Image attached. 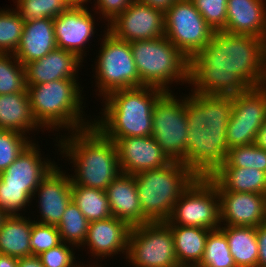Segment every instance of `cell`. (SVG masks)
<instances>
[{
	"label": "cell",
	"instance_id": "14",
	"mask_svg": "<svg viewBox=\"0 0 266 267\" xmlns=\"http://www.w3.org/2000/svg\"><path fill=\"white\" fill-rule=\"evenodd\" d=\"M107 31L126 42L151 40L165 36L164 12L133 0L107 25Z\"/></svg>",
	"mask_w": 266,
	"mask_h": 267
},
{
	"label": "cell",
	"instance_id": "25",
	"mask_svg": "<svg viewBox=\"0 0 266 267\" xmlns=\"http://www.w3.org/2000/svg\"><path fill=\"white\" fill-rule=\"evenodd\" d=\"M0 129L14 130L25 135L33 131L44 132L31 112L28 91L0 95Z\"/></svg>",
	"mask_w": 266,
	"mask_h": 267
},
{
	"label": "cell",
	"instance_id": "48",
	"mask_svg": "<svg viewBox=\"0 0 266 267\" xmlns=\"http://www.w3.org/2000/svg\"><path fill=\"white\" fill-rule=\"evenodd\" d=\"M69 6H73V7H87L88 3L91 0H65ZM87 4V5H85Z\"/></svg>",
	"mask_w": 266,
	"mask_h": 267
},
{
	"label": "cell",
	"instance_id": "17",
	"mask_svg": "<svg viewBox=\"0 0 266 267\" xmlns=\"http://www.w3.org/2000/svg\"><path fill=\"white\" fill-rule=\"evenodd\" d=\"M131 228L127 222L114 216L89 222L87 237L81 248L88 246L87 253L90 252V256L96 260L87 266H98L105 258H113L118 254H125L123 258L126 259Z\"/></svg>",
	"mask_w": 266,
	"mask_h": 267
},
{
	"label": "cell",
	"instance_id": "8",
	"mask_svg": "<svg viewBox=\"0 0 266 267\" xmlns=\"http://www.w3.org/2000/svg\"><path fill=\"white\" fill-rule=\"evenodd\" d=\"M106 27V28H105ZM100 38L95 59L94 77L98 97H106L120 89L141 87V81L131 52V42L121 41L107 31ZM97 60V61H96Z\"/></svg>",
	"mask_w": 266,
	"mask_h": 267
},
{
	"label": "cell",
	"instance_id": "31",
	"mask_svg": "<svg viewBox=\"0 0 266 267\" xmlns=\"http://www.w3.org/2000/svg\"><path fill=\"white\" fill-rule=\"evenodd\" d=\"M62 242L73 245L75 250L82 247L86 240L89 221L73 200L65 208L59 224L56 226Z\"/></svg>",
	"mask_w": 266,
	"mask_h": 267
},
{
	"label": "cell",
	"instance_id": "49",
	"mask_svg": "<svg viewBox=\"0 0 266 267\" xmlns=\"http://www.w3.org/2000/svg\"><path fill=\"white\" fill-rule=\"evenodd\" d=\"M7 216L8 215H6L2 210H0V227L2 226V223Z\"/></svg>",
	"mask_w": 266,
	"mask_h": 267
},
{
	"label": "cell",
	"instance_id": "47",
	"mask_svg": "<svg viewBox=\"0 0 266 267\" xmlns=\"http://www.w3.org/2000/svg\"><path fill=\"white\" fill-rule=\"evenodd\" d=\"M0 267H18V258L0 253Z\"/></svg>",
	"mask_w": 266,
	"mask_h": 267
},
{
	"label": "cell",
	"instance_id": "16",
	"mask_svg": "<svg viewBox=\"0 0 266 267\" xmlns=\"http://www.w3.org/2000/svg\"><path fill=\"white\" fill-rule=\"evenodd\" d=\"M62 169L56 164L35 189L33 199L38 196L36 202L39 205L36 207L40 213V219L37 215L35 221L37 223L57 226L72 200V182L67 170Z\"/></svg>",
	"mask_w": 266,
	"mask_h": 267
},
{
	"label": "cell",
	"instance_id": "40",
	"mask_svg": "<svg viewBox=\"0 0 266 267\" xmlns=\"http://www.w3.org/2000/svg\"><path fill=\"white\" fill-rule=\"evenodd\" d=\"M214 31H222L227 20L228 0H190Z\"/></svg>",
	"mask_w": 266,
	"mask_h": 267
},
{
	"label": "cell",
	"instance_id": "1",
	"mask_svg": "<svg viewBox=\"0 0 266 267\" xmlns=\"http://www.w3.org/2000/svg\"><path fill=\"white\" fill-rule=\"evenodd\" d=\"M188 84L191 93L220 96L266 85V40L214 31L209 43L189 59Z\"/></svg>",
	"mask_w": 266,
	"mask_h": 267
},
{
	"label": "cell",
	"instance_id": "42",
	"mask_svg": "<svg viewBox=\"0 0 266 267\" xmlns=\"http://www.w3.org/2000/svg\"><path fill=\"white\" fill-rule=\"evenodd\" d=\"M94 8H92L93 12H95L96 16L99 14L103 21L108 22V25L111 21H113L119 14H121L133 0H93ZM95 10V11H94Z\"/></svg>",
	"mask_w": 266,
	"mask_h": 267
},
{
	"label": "cell",
	"instance_id": "3",
	"mask_svg": "<svg viewBox=\"0 0 266 267\" xmlns=\"http://www.w3.org/2000/svg\"><path fill=\"white\" fill-rule=\"evenodd\" d=\"M56 139L59 154L74 167L70 174L72 185L106 190L121 174L115 143L106 138L94 125ZM61 136V137H60ZM59 139V140H58Z\"/></svg>",
	"mask_w": 266,
	"mask_h": 267
},
{
	"label": "cell",
	"instance_id": "22",
	"mask_svg": "<svg viewBox=\"0 0 266 267\" xmlns=\"http://www.w3.org/2000/svg\"><path fill=\"white\" fill-rule=\"evenodd\" d=\"M226 13L222 31L266 40V0H228Z\"/></svg>",
	"mask_w": 266,
	"mask_h": 267
},
{
	"label": "cell",
	"instance_id": "35",
	"mask_svg": "<svg viewBox=\"0 0 266 267\" xmlns=\"http://www.w3.org/2000/svg\"><path fill=\"white\" fill-rule=\"evenodd\" d=\"M15 9L24 22L35 19H54L70 6L65 0H15Z\"/></svg>",
	"mask_w": 266,
	"mask_h": 267
},
{
	"label": "cell",
	"instance_id": "21",
	"mask_svg": "<svg viewBox=\"0 0 266 267\" xmlns=\"http://www.w3.org/2000/svg\"><path fill=\"white\" fill-rule=\"evenodd\" d=\"M83 60L76 54L56 47L44 57L24 65L26 85L66 79L79 78V68Z\"/></svg>",
	"mask_w": 266,
	"mask_h": 267
},
{
	"label": "cell",
	"instance_id": "18",
	"mask_svg": "<svg viewBox=\"0 0 266 267\" xmlns=\"http://www.w3.org/2000/svg\"><path fill=\"white\" fill-rule=\"evenodd\" d=\"M117 148L121 173L134 175L167 166L172 161L152 136L111 139Z\"/></svg>",
	"mask_w": 266,
	"mask_h": 267
},
{
	"label": "cell",
	"instance_id": "30",
	"mask_svg": "<svg viewBox=\"0 0 266 267\" xmlns=\"http://www.w3.org/2000/svg\"><path fill=\"white\" fill-rule=\"evenodd\" d=\"M72 200L89 222L111 217L109 200L101 189L72 185Z\"/></svg>",
	"mask_w": 266,
	"mask_h": 267
},
{
	"label": "cell",
	"instance_id": "2",
	"mask_svg": "<svg viewBox=\"0 0 266 267\" xmlns=\"http://www.w3.org/2000/svg\"><path fill=\"white\" fill-rule=\"evenodd\" d=\"M232 107V96L186 95L187 155L182 163L197 177L211 176L226 161Z\"/></svg>",
	"mask_w": 266,
	"mask_h": 267
},
{
	"label": "cell",
	"instance_id": "10",
	"mask_svg": "<svg viewBox=\"0 0 266 267\" xmlns=\"http://www.w3.org/2000/svg\"><path fill=\"white\" fill-rule=\"evenodd\" d=\"M186 95L179 98L165 92L153 109L151 136L171 161L182 162L187 155Z\"/></svg>",
	"mask_w": 266,
	"mask_h": 267
},
{
	"label": "cell",
	"instance_id": "43",
	"mask_svg": "<svg viewBox=\"0 0 266 267\" xmlns=\"http://www.w3.org/2000/svg\"><path fill=\"white\" fill-rule=\"evenodd\" d=\"M258 263L257 267H266V223L257 227Z\"/></svg>",
	"mask_w": 266,
	"mask_h": 267
},
{
	"label": "cell",
	"instance_id": "6",
	"mask_svg": "<svg viewBox=\"0 0 266 267\" xmlns=\"http://www.w3.org/2000/svg\"><path fill=\"white\" fill-rule=\"evenodd\" d=\"M134 178L144 224L167 221L174 204L197 176L182 162L172 161L163 168L134 174Z\"/></svg>",
	"mask_w": 266,
	"mask_h": 267
},
{
	"label": "cell",
	"instance_id": "27",
	"mask_svg": "<svg viewBox=\"0 0 266 267\" xmlns=\"http://www.w3.org/2000/svg\"><path fill=\"white\" fill-rule=\"evenodd\" d=\"M217 191L266 194V172L253 168H218L208 177Z\"/></svg>",
	"mask_w": 266,
	"mask_h": 267
},
{
	"label": "cell",
	"instance_id": "26",
	"mask_svg": "<svg viewBox=\"0 0 266 267\" xmlns=\"http://www.w3.org/2000/svg\"><path fill=\"white\" fill-rule=\"evenodd\" d=\"M35 219L23 215L7 216L0 227V253L18 259L32 256L30 237Z\"/></svg>",
	"mask_w": 266,
	"mask_h": 267
},
{
	"label": "cell",
	"instance_id": "39",
	"mask_svg": "<svg viewBox=\"0 0 266 267\" xmlns=\"http://www.w3.org/2000/svg\"><path fill=\"white\" fill-rule=\"evenodd\" d=\"M61 242L60 233L56 226L37 222L32 224L30 237L32 256H38Z\"/></svg>",
	"mask_w": 266,
	"mask_h": 267
},
{
	"label": "cell",
	"instance_id": "34",
	"mask_svg": "<svg viewBox=\"0 0 266 267\" xmlns=\"http://www.w3.org/2000/svg\"><path fill=\"white\" fill-rule=\"evenodd\" d=\"M27 91L24 66L14 54L0 53V95Z\"/></svg>",
	"mask_w": 266,
	"mask_h": 267
},
{
	"label": "cell",
	"instance_id": "11",
	"mask_svg": "<svg viewBox=\"0 0 266 267\" xmlns=\"http://www.w3.org/2000/svg\"><path fill=\"white\" fill-rule=\"evenodd\" d=\"M165 223L218 229L221 223L216 185L208 177H197L176 201Z\"/></svg>",
	"mask_w": 266,
	"mask_h": 267
},
{
	"label": "cell",
	"instance_id": "36",
	"mask_svg": "<svg viewBox=\"0 0 266 267\" xmlns=\"http://www.w3.org/2000/svg\"><path fill=\"white\" fill-rule=\"evenodd\" d=\"M219 168H253L266 172V150L255 144L232 147Z\"/></svg>",
	"mask_w": 266,
	"mask_h": 267
},
{
	"label": "cell",
	"instance_id": "50",
	"mask_svg": "<svg viewBox=\"0 0 266 267\" xmlns=\"http://www.w3.org/2000/svg\"><path fill=\"white\" fill-rule=\"evenodd\" d=\"M265 223H266V194H265Z\"/></svg>",
	"mask_w": 266,
	"mask_h": 267
},
{
	"label": "cell",
	"instance_id": "7",
	"mask_svg": "<svg viewBox=\"0 0 266 267\" xmlns=\"http://www.w3.org/2000/svg\"><path fill=\"white\" fill-rule=\"evenodd\" d=\"M131 52L141 87L172 92V84L189 82V59L165 36L131 42Z\"/></svg>",
	"mask_w": 266,
	"mask_h": 267
},
{
	"label": "cell",
	"instance_id": "33",
	"mask_svg": "<svg viewBox=\"0 0 266 267\" xmlns=\"http://www.w3.org/2000/svg\"><path fill=\"white\" fill-rule=\"evenodd\" d=\"M24 23L15 8L0 9V53L14 54L16 52Z\"/></svg>",
	"mask_w": 266,
	"mask_h": 267
},
{
	"label": "cell",
	"instance_id": "9",
	"mask_svg": "<svg viewBox=\"0 0 266 267\" xmlns=\"http://www.w3.org/2000/svg\"><path fill=\"white\" fill-rule=\"evenodd\" d=\"M125 261L133 267H180L171 228L165 222L133 226Z\"/></svg>",
	"mask_w": 266,
	"mask_h": 267
},
{
	"label": "cell",
	"instance_id": "20",
	"mask_svg": "<svg viewBox=\"0 0 266 267\" xmlns=\"http://www.w3.org/2000/svg\"><path fill=\"white\" fill-rule=\"evenodd\" d=\"M221 226L258 227L265 223V195L217 191Z\"/></svg>",
	"mask_w": 266,
	"mask_h": 267
},
{
	"label": "cell",
	"instance_id": "51",
	"mask_svg": "<svg viewBox=\"0 0 266 267\" xmlns=\"http://www.w3.org/2000/svg\"><path fill=\"white\" fill-rule=\"evenodd\" d=\"M84 267H85V266H84ZM86 267H102V266L99 265V266H86Z\"/></svg>",
	"mask_w": 266,
	"mask_h": 267
},
{
	"label": "cell",
	"instance_id": "46",
	"mask_svg": "<svg viewBox=\"0 0 266 267\" xmlns=\"http://www.w3.org/2000/svg\"><path fill=\"white\" fill-rule=\"evenodd\" d=\"M254 144L258 148H262L263 150H266V119L263 122L262 126L257 131Z\"/></svg>",
	"mask_w": 266,
	"mask_h": 267
},
{
	"label": "cell",
	"instance_id": "24",
	"mask_svg": "<svg viewBox=\"0 0 266 267\" xmlns=\"http://www.w3.org/2000/svg\"><path fill=\"white\" fill-rule=\"evenodd\" d=\"M56 47L53 19L29 20L24 23L23 33L14 55L24 66L44 57Z\"/></svg>",
	"mask_w": 266,
	"mask_h": 267
},
{
	"label": "cell",
	"instance_id": "5",
	"mask_svg": "<svg viewBox=\"0 0 266 267\" xmlns=\"http://www.w3.org/2000/svg\"><path fill=\"white\" fill-rule=\"evenodd\" d=\"M78 81V78H66L39 85H27L31 112L45 131L50 130V133L64 129L67 133L93 125V119L89 120L84 111L86 106L82 104L85 98Z\"/></svg>",
	"mask_w": 266,
	"mask_h": 267
},
{
	"label": "cell",
	"instance_id": "15",
	"mask_svg": "<svg viewBox=\"0 0 266 267\" xmlns=\"http://www.w3.org/2000/svg\"><path fill=\"white\" fill-rule=\"evenodd\" d=\"M94 14L87 7H69L53 19L57 47L76 54L84 60L87 55L86 44L95 37Z\"/></svg>",
	"mask_w": 266,
	"mask_h": 267
},
{
	"label": "cell",
	"instance_id": "32",
	"mask_svg": "<svg viewBox=\"0 0 266 267\" xmlns=\"http://www.w3.org/2000/svg\"><path fill=\"white\" fill-rule=\"evenodd\" d=\"M196 267H236L226 235L220 228L208 233L203 257Z\"/></svg>",
	"mask_w": 266,
	"mask_h": 267
},
{
	"label": "cell",
	"instance_id": "45",
	"mask_svg": "<svg viewBox=\"0 0 266 267\" xmlns=\"http://www.w3.org/2000/svg\"><path fill=\"white\" fill-rule=\"evenodd\" d=\"M18 267H44L38 256H30L18 259Z\"/></svg>",
	"mask_w": 266,
	"mask_h": 267
},
{
	"label": "cell",
	"instance_id": "38",
	"mask_svg": "<svg viewBox=\"0 0 266 267\" xmlns=\"http://www.w3.org/2000/svg\"><path fill=\"white\" fill-rule=\"evenodd\" d=\"M33 197L24 188L5 187L0 180V210L6 215H22L27 206L32 205ZM21 213H20V212Z\"/></svg>",
	"mask_w": 266,
	"mask_h": 267
},
{
	"label": "cell",
	"instance_id": "28",
	"mask_svg": "<svg viewBox=\"0 0 266 267\" xmlns=\"http://www.w3.org/2000/svg\"><path fill=\"white\" fill-rule=\"evenodd\" d=\"M168 226L172 231L175 254L180 267H196L203 257L206 239L211 230L191 226Z\"/></svg>",
	"mask_w": 266,
	"mask_h": 267
},
{
	"label": "cell",
	"instance_id": "19",
	"mask_svg": "<svg viewBox=\"0 0 266 267\" xmlns=\"http://www.w3.org/2000/svg\"><path fill=\"white\" fill-rule=\"evenodd\" d=\"M32 141L16 160L2 173L0 180L5 187L24 188L32 197L41 180L57 164L41 154L42 149ZM43 156V157H42Z\"/></svg>",
	"mask_w": 266,
	"mask_h": 267
},
{
	"label": "cell",
	"instance_id": "41",
	"mask_svg": "<svg viewBox=\"0 0 266 267\" xmlns=\"http://www.w3.org/2000/svg\"><path fill=\"white\" fill-rule=\"evenodd\" d=\"M44 267H84L87 266L76 261L73 245L61 242L59 245L38 255ZM81 263V264H80Z\"/></svg>",
	"mask_w": 266,
	"mask_h": 267
},
{
	"label": "cell",
	"instance_id": "12",
	"mask_svg": "<svg viewBox=\"0 0 266 267\" xmlns=\"http://www.w3.org/2000/svg\"><path fill=\"white\" fill-rule=\"evenodd\" d=\"M164 19L165 37L188 59L209 43L214 32L190 0H177Z\"/></svg>",
	"mask_w": 266,
	"mask_h": 267
},
{
	"label": "cell",
	"instance_id": "29",
	"mask_svg": "<svg viewBox=\"0 0 266 267\" xmlns=\"http://www.w3.org/2000/svg\"><path fill=\"white\" fill-rule=\"evenodd\" d=\"M236 267H257V227L220 226Z\"/></svg>",
	"mask_w": 266,
	"mask_h": 267
},
{
	"label": "cell",
	"instance_id": "23",
	"mask_svg": "<svg viewBox=\"0 0 266 267\" xmlns=\"http://www.w3.org/2000/svg\"><path fill=\"white\" fill-rule=\"evenodd\" d=\"M112 216L127 222L131 227L143 224L138 191L134 175H118L105 190Z\"/></svg>",
	"mask_w": 266,
	"mask_h": 267
},
{
	"label": "cell",
	"instance_id": "44",
	"mask_svg": "<svg viewBox=\"0 0 266 267\" xmlns=\"http://www.w3.org/2000/svg\"><path fill=\"white\" fill-rule=\"evenodd\" d=\"M137 2L148 5L152 8L166 12L177 0H136Z\"/></svg>",
	"mask_w": 266,
	"mask_h": 267
},
{
	"label": "cell",
	"instance_id": "13",
	"mask_svg": "<svg viewBox=\"0 0 266 267\" xmlns=\"http://www.w3.org/2000/svg\"><path fill=\"white\" fill-rule=\"evenodd\" d=\"M233 107L226 128L227 148L254 144L266 119V85L232 96Z\"/></svg>",
	"mask_w": 266,
	"mask_h": 267
},
{
	"label": "cell",
	"instance_id": "37",
	"mask_svg": "<svg viewBox=\"0 0 266 267\" xmlns=\"http://www.w3.org/2000/svg\"><path fill=\"white\" fill-rule=\"evenodd\" d=\"M32 137L14 130L0 129V173L4 172L33 141Z\"/></svg>",
	"mask_w": 266,
	"mask_h": 267
},
{
	"label": "cell",
	"instance_id": "4",
	"mask_svg": "<svg viewBox=\"0 0 266 267\" xmlns=\"http://www.w3.org/2000/svg\"><path fill=\"white\" fill-rule=\"evenodd\" d=\"M164 93L151 86L110 92L102 98L101 117L93 118V125L108 139L151 136L153 109Z\"/></svg>",
	"mask_w": 266,
	"mask_h": 267
}]
</instances>
